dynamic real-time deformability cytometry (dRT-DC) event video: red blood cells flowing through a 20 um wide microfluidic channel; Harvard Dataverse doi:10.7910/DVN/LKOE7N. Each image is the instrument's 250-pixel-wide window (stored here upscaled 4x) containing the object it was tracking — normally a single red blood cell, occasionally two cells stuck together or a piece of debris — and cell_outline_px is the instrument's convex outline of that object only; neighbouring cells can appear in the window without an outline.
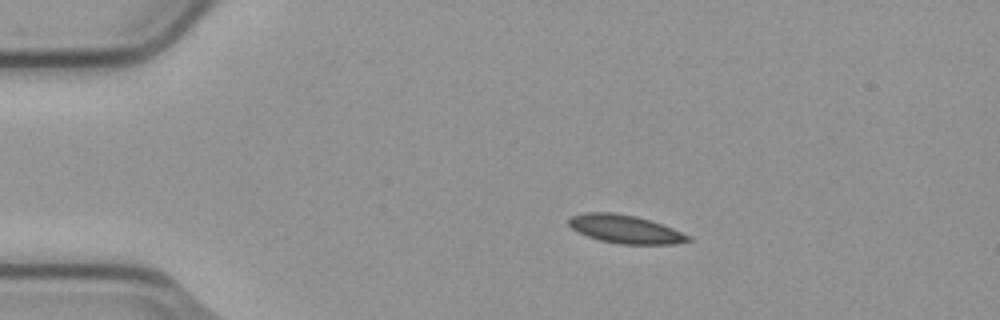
{"species": "common noctule bat (a hibernating species)", "species_latin": "Nyctalus noctula", "temperature_condition": "cold", "stored_images_in_passage": 9, "camera_frame_rate_fps": 3000, "um_per_image_px": 0.085, "animal": {"sex": "male", "body_mass_g": 23.1, "forearm_length_mm": 52.7}, "frame": {"image": 1, "passage_image": 2, "time_ms": 0.333, "image_size_px": [1000, 320], "cell_outline_px": [[692, 240], [676, 244], [620, 244], [600, 240], [588, 236], [572, 228], [568, 224], [568, 220], [572, 216], [584, 212], [612, 212], [636, 216], [672, 228], [692, 236]], "centroid_in_image_um": [53.16, 19.48], "position_along_channel_um": 31.8, "area_um2": 19.54}}
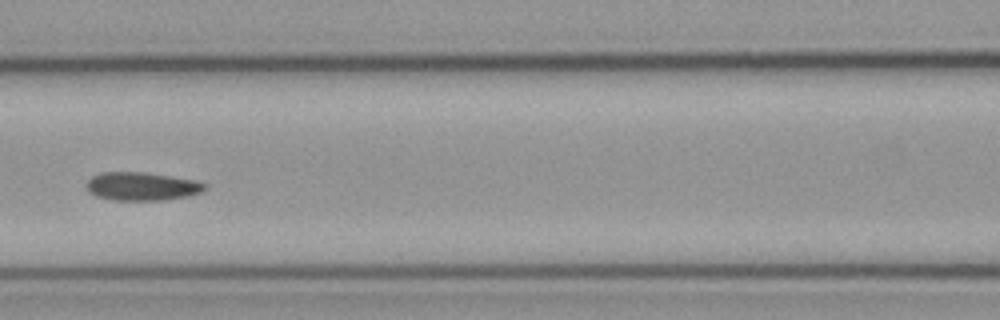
{"frame": {"image": 2, "passage_image": 6, "time_ms": 1.667, "image_size_px": [1000, 320], "cell_outline_px": [[208, 188], [200, 192], [188, 196], [160, 200], [112, 200], [96, 196], [88, 192], [84, 184], [92, 176], [100, 172], [144, 172], [196, 180], [208, 184]], "centroid_in_image_um": [12.03, 15.83], "position_along_channel_um": 154.6, "area_um2": 19.71}}
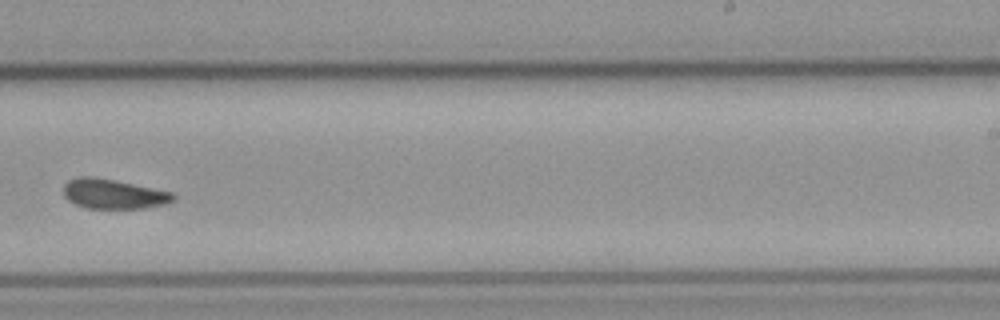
{"frame": {"image": 3, "passage_image": 9, "time_ms": 2.667, "image_size_px": [1000, 320], "cell_outline_px": [[176, 200], [164, 204], [144, 208], [88, 208], [76, 204], [68, 200], [64, 196], [64, 184], [68, 180], [80, 176], [92, 176], [116, 180], [172, 192], [176, 196]], "centroid_in_image_um": [9.65, 16.47], "position_along_channel_um": 279.4, "area_um2": 19.02}}